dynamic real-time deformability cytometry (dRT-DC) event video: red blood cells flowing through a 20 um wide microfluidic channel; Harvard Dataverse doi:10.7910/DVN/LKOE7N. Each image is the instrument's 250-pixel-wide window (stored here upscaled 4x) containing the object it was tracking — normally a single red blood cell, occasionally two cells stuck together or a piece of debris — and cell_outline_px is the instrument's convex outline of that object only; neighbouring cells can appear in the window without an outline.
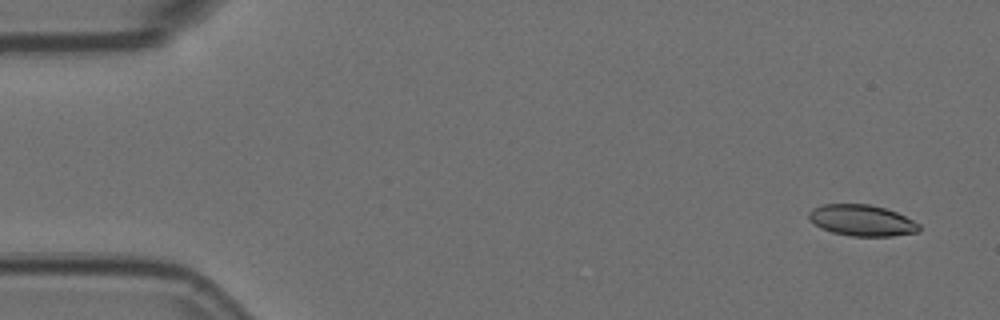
{"species": "Egyptian fruit bat (a non-hibernating species)", "species_latin": "Rousettus aegyptiacus", "temperature_condition": "room temperature", "stored_images_in_passage": 4, "camera_frame_rate_fps": 3000, "um_per_image_px": 0.085, "animal": {"sex": "female"}, "frame": {"image": 1, "passage_image": 1, "time_ms": 0.0, "image_size_px": [1000, 320], "cell_outline_px": [[920, 232], [892, 236], [852, 236], [832, 232], [820, 228], [808, 216], [808, 212], [812, 208], [824, 204], [868, 204], [884, 208], [896, 212], [920, 224]], "centroid_in_image_um": [73.27, 18.74], "position_along_channel_um": 11.7, "area_um2": 19.94}}
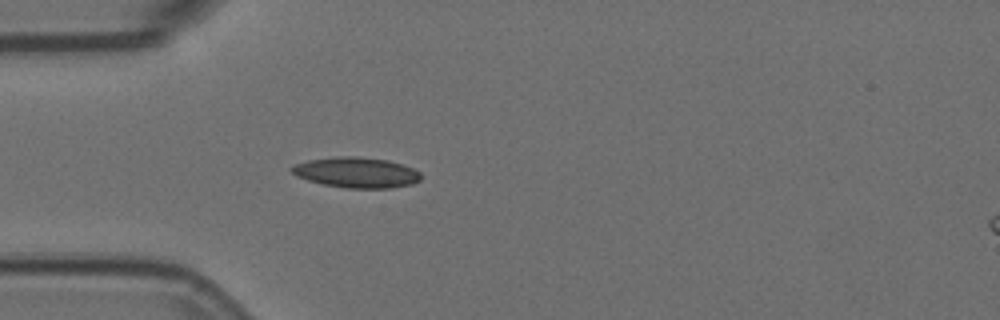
{"frame": {"image": 2, "passage_image": 4, "time_ms": 1.0, "image_size_px": [1000, 320], "cell_outline_px": [[420, 180], [412, 184], [392, 188], [344, 188], [324, 184], [308, 180], [296, 176], [288, 168], [296, 164], [308, 160], [336, 156], [356, 156], [388, 160], [412, 168], [420, 172]], "centroid_in_image_um": [30.28, 14.66], "position_along_channel_um": 54.7, "area_um2": 22.95}}